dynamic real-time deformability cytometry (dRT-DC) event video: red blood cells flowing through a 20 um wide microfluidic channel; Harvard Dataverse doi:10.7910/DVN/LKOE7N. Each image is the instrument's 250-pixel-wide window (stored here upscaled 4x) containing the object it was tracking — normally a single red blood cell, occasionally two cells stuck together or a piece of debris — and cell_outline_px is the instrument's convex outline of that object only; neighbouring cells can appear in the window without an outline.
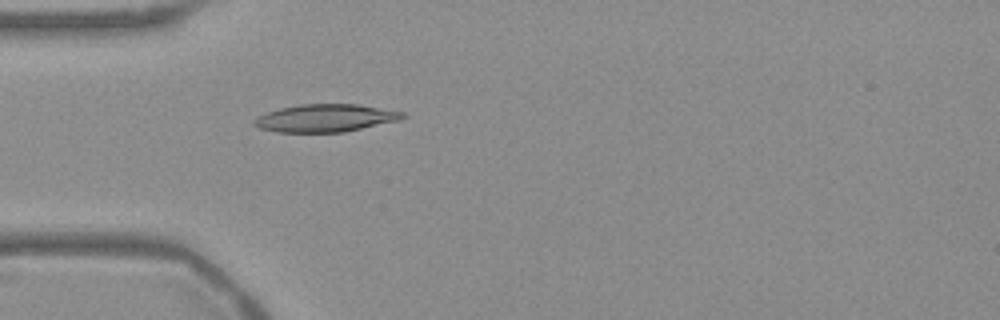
{"species": "Egyptian fruit bat (a non-hibernating species)", "species_latin": "Rousettus aegyptiacus", "temperature_condition": "warm", "stored_images_in_passage": 39, "camera_frame_rate_fps": 3000, "um_per_image_px": 0.085, "frame": {"image": 1, "passage_image": 1, "time_ms": 0.0, "image_size_px": [1000, 320], "cell_outline_px": [[408, 116], [400, 120], [344, 132], [276, 132], [260, 128], [252, 124], [252, 120], [256, 116], [280, 108], [300, 104], [356, 104], [404, 112]], "centroid_in_image_um": [27.65, 10.04], "position_along_channel_um": 57.4, "area_um2": 23.99}}
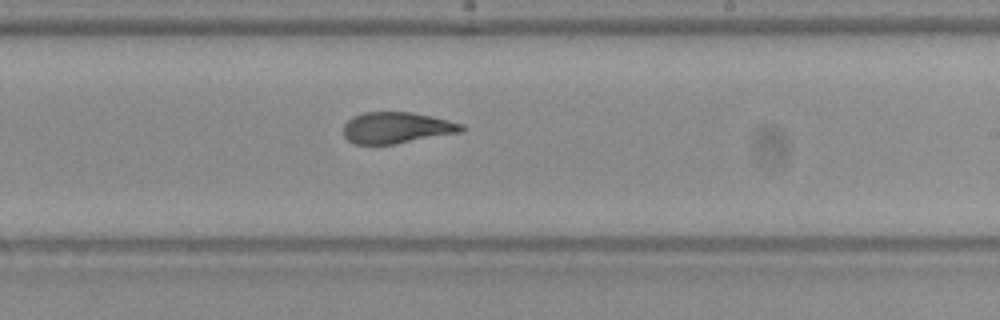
{"frame": {"image": 2, "passage_image": 17, "time_ms": 5.333, "image_size_px": [1000, 320], "cell_outline_px": [[468, 128], [464, 132], [396, 144], [352, 144], [344, 136], [344, 124], [352, 116], [364, 112], [412, 112], [432, 116], [464, 124]], "centroid_in_image_um": [33.77, 10.86], "position_along_channel_um": 255.2, "area_um2": 21.91}}
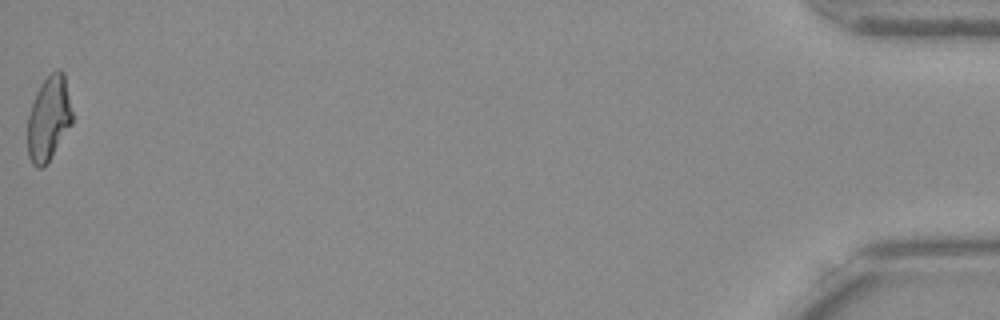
{"frame": {"image": 3, "passage_image": 39, "time_ms": 12.667, "image_size_px": [1000, 320], "cell_outline_px": [[72, 124], [44, 168], [36, 168], [32, 164], [28, 156], [28, 116], [36, 92], [40, 84], [56, 68], [60, 68], [64, 72], [72, 112]], "centroid_in_image_um": [4.14, 10.07], "position_along_channel_um": 431.1, "area_um2": 22.02}, "authors_computed_cell_mechanics": {"area_um2": 22.1374, "velocity_mm_per_s": 3.7674, "shape_relaxation_time_tau1_ms": null, "shape_relaxation_time_tau2_ms": 2.1348, "deformation_change_tau1": null, "deformation_change_tau2": 0.0903}}